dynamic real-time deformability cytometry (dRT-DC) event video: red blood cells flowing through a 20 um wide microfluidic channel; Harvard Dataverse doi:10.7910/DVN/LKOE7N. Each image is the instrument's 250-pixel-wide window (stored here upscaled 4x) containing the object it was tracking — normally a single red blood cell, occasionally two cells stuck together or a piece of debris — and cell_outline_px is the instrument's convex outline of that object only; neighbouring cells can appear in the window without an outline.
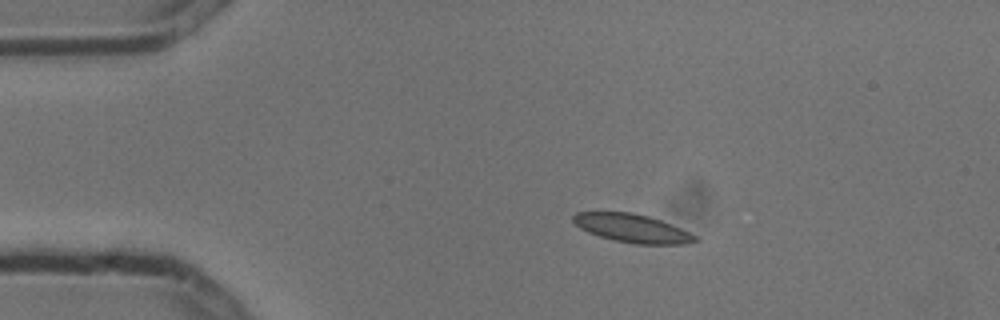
{"species": "common noctule bat (a hibernating species)", "species_latin": "Nyctalus noctula", "temperature_condition": "cold", "stored_images_in_passage": 7, "camera_frame_rate_fps": 3000, "um_per_image_px": 0.085, "animal": {"sex": "male", "body_mass_g": 13.3}, "frame": {"image": 1, "passage_image": 3, "time_ms": 0.667, "image_size_px": [1000, 320], "cell_outline_px": [[700, 240], [688, 244], [636, 244], [616, 240], [600, 236], [588, 232], [580, 228], [572, 220], [572, 216], [576, 212], [632, 212], [648, 216], [672, 224], [696, 236]], "centroid_in_image_um": [53.75, 19.4], "position_along_channel_um": 31.2, "area_um2": 20.06}}
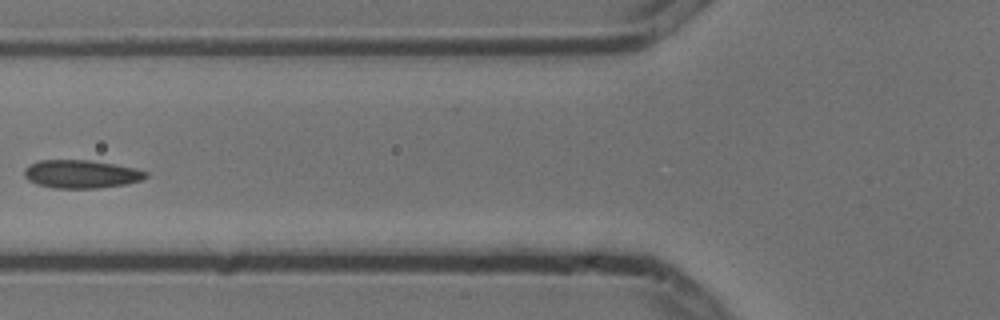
{"frame": {"image": 2, "passage_image": 6, "time_ms": 1.667, "image_size_px": [1000, 320], "cell_outline_px": [[148, 176], [140, 180], [124, 184], [96, 188], [52, 188], [36, 184], [28, 180], [24, 176], [24, 168], [40, 160], [88, 160], [112, 164], [132, 168], [148, 172]], "centroid_in_image_um": [6.85, 14.8], "position_along_channel_um": 118.9, "area_um2": 19.71}}
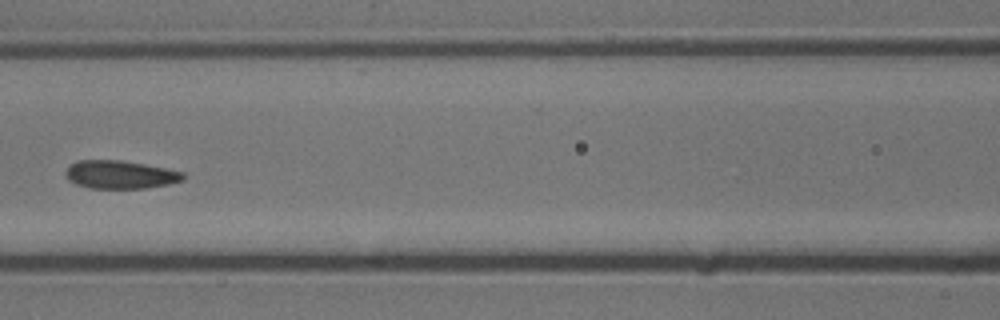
{"frame": {"image": 3, "passage_image": 7, "time_ms": 2.0, "image_size_px": [1000, 320], "cell_outline_px": [[184, 180], [168, 184], [144, 188], [88, 188], [76, 184], [68, 180], [64, 176], [64, 172], [76, 160], [120, 160], [144, 164], [184, 172]], "centroid_in_image_um": [10.18, 14.84], "position_along_channel_um": 156.4, "area_um2": 19.25}}